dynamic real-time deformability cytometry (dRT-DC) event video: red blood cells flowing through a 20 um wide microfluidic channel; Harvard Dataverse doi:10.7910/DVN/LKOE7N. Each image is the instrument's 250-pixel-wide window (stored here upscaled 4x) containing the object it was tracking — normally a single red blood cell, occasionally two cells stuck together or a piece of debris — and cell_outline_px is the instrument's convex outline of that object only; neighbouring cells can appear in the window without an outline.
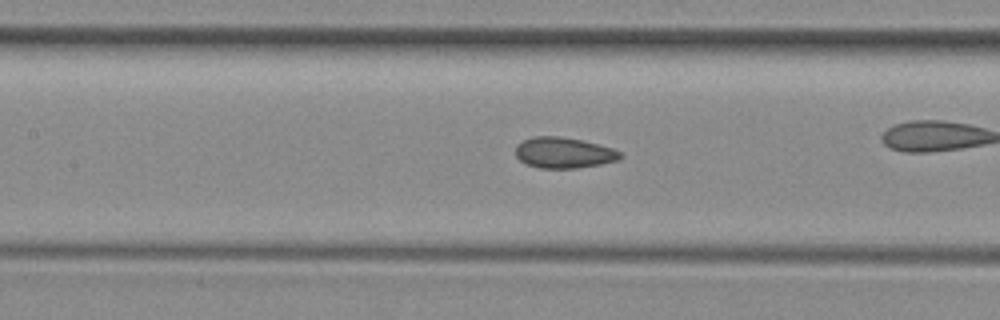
{"species": "common noctule bat (a hibernating species)", "species_latin": "Nyctalus noctula", "temperature_condition": "room temperature", "stored_images_in_passage": 52, "camera_frame_rate_fps": 3000, "um_per_image_px": 0.085, "animal": {"sex": "female", "body_mass_g": 29.2, "forearm_length_mm": 56.3}, "frame": {"image": 1, "passage_image": 23, "time_ms": 7.333, "image_size_px": [1000, 320], "cell_outline_px": [[624, 156], [620, 160], [600, 164], [576, 168], [540, 168], [528, 164], [520, 160], [516, 156], [516, 144], [532, 136], [560, 136], [584, 140], [612, 148], [620, 152]], "centroid_in_image_um": [47.94, 12.97], "position_along_channel_um": 159.5, "area_um2": 18.9}, "authors_computed_cell_mechanics": {"area_um2": 18.7561, "velocity_mm_per_s": 3.9951, "shape_relaxation_time_tau1_ms": null, "shape_relaxation_time_tau2_ms": 3.0207, "deformation_change_tau1": null, "deformation_change_tau2": 0.0727}}